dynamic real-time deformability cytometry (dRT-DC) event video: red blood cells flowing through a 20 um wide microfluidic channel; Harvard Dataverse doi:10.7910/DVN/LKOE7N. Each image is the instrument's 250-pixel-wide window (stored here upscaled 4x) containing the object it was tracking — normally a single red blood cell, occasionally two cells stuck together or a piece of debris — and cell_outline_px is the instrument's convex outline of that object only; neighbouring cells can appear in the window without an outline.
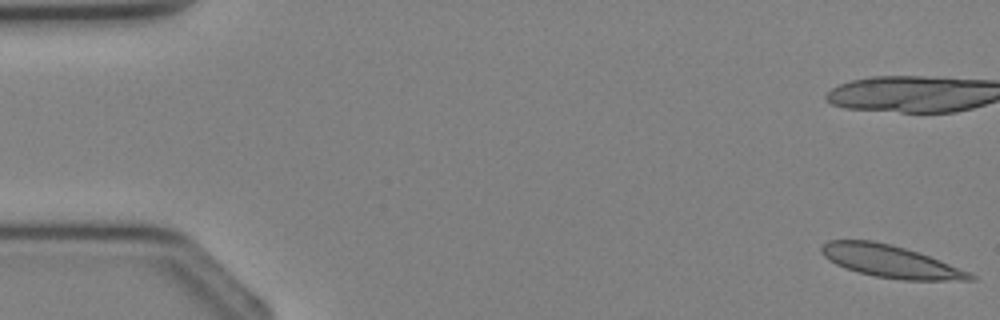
{"species": "Egyptian fruit bat (a non-hibernating species)", "species_latin": "Rousettus aegyptiacus", "temperature_condition": "cold", "stored_images_in_passage": 4, "camera_frame_rate_fps": 3000, "um_per_image_px": 0.085, "animal": {"sex": "female"}, "frame": {"image": 1, "passage_image": 1, "time_ms": 0.0, "image_size_px": [1000, 320], "cell_outline_px": [[976, 280], [900, 280], [876, 276], [844, 268], [828, 260], [820, 252], [820, 248], [828, 240], [872, 240], [892, 244], [940, 260], [968, 272], [976, 276]], "centroid_in_image_um": [75.65, 22.21], "position_along_channel_um": 9.4, "area_um2": 27.74}}